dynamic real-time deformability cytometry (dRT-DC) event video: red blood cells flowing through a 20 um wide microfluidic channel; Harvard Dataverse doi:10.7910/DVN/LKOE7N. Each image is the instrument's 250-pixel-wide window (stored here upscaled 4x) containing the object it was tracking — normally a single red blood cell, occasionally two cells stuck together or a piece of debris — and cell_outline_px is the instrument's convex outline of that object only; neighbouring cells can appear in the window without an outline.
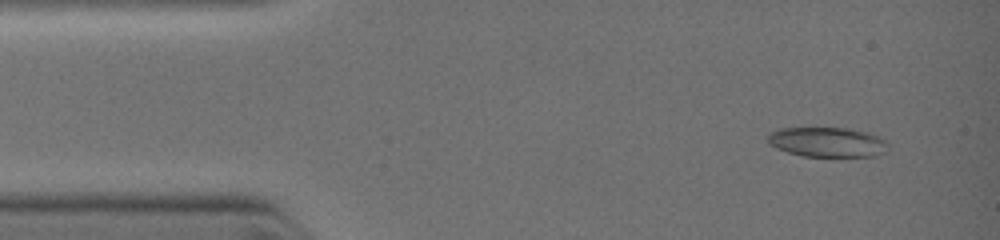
{"species": "common noctule bat (a hibernating species)", "species_latin": "Nyctalus noctula", "temperature_condition": "warm", "stored_images_in_passage": 72, "camera_frame_rate_fps": 3000, "um_per_image_px": 0.085, "animal": {"sex": "female", "body_mass_g": 19.0, "forearm_length_mm": 51.5}, "frame": {"image": 1, "passage_image": 6, "time_ms": 0.667, "image_size_px": [1000, 240], "cell_outline_px": [[888, 152], [876, 156], [804, 156], [788, 152], [776, 148], [768, 144], [768, 136], [772, 132], [780, 128], [848, 128], [868, 132], [884, 140], [888, 144]], "centroid_in_image_um": [70.35, 12.08], "position_along_channel_um": 14.7, "area_um2": 20.87}}
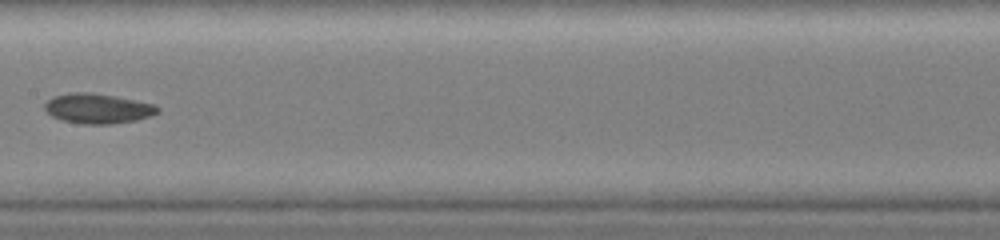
{"frame": {"image": 2, "passage_image": 51, "time_ms": 5.667, "image_size_px": [1000, 240], "cell_outline_px": [[160, 112], [136, 120], [108, 124], [84, 124], [64, 120], [52, 116], [44, 108], [44, 104], [52, 96], [76, 92], [92, 92], [156, 104], [160, 108]], "centroid_in_image_um": [8.32, 9.21], "position_along_channel_um": 199.1, "area_um2": 19.54}}
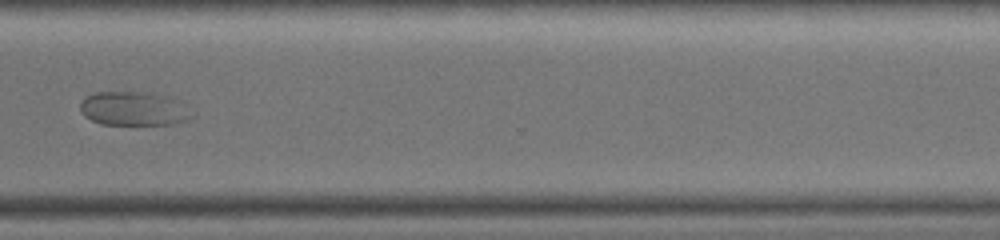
{"frame": {"image": 3, "passage_image": 71, "time_ms": 8.667, "image_size_px": [1000, 240], "cell_outline_px": [[192, 116], [176, 124], [100, 124], [84, 116], [80, 108], [80, 104], [88, 96], [96, 92], [148, 92], [164, 96]], "centroid_in_image_um": [11.21, 9.25], "position_along_channel_um": 359.4, "area_um2": 20.98}}